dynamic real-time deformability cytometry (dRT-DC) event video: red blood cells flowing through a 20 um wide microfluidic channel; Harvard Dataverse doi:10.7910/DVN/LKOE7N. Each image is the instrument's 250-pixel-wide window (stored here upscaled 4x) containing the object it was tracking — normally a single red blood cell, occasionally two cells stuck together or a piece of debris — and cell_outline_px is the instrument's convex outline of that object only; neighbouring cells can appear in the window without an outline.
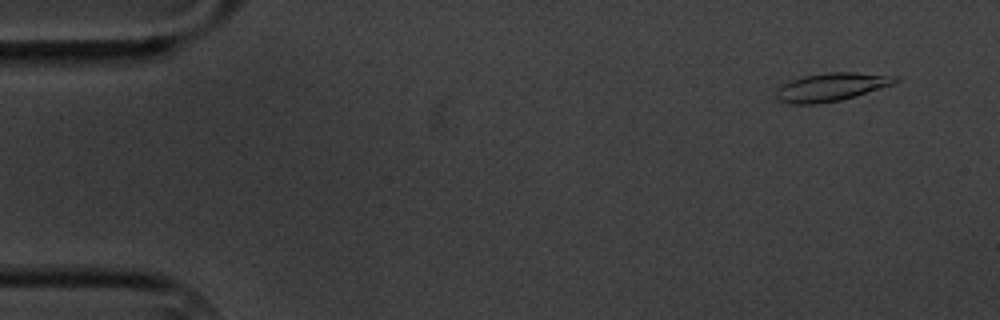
{"species": "common noctule bat (a hibernating species)", "species_latin": "Nyctalus noctula", "temperature_condition": "cold", "stored_images_in_passage": 5, "camera_frame_rate_fps": 3000, "um_per_image_px": 0.085, "animal": {"sex": "male", "body_mass_g": 20.1, "forearm_length_mm": 53.5}, "frame": {"image": 1, "passage_image": 2, "time_ms": 1.0, "image_size_px": [1000, 320], "cell_outline_px": [[900, 80], [892, 84], [856, 96], [840, 100], [816, 104], [792, 104], [776, 100], [776, 88], [792, 80], [804, 76], [828, 72], [852, 72], [900, 76]], "centroid_in_image_um": [70.65, 7.4], "position_along_channel_um": 14.3, "area_um2": 19.54}}